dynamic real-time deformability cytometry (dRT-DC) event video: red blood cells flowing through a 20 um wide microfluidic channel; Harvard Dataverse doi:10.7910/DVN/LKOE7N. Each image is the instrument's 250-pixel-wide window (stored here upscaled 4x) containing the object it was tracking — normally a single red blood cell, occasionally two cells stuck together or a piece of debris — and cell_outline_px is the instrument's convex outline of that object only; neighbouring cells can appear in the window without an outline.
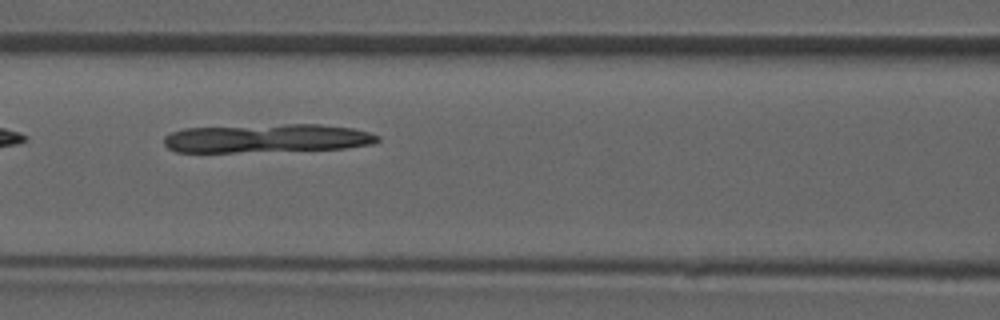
{"species": "common noctule bat (a hibernating species)", "species_latin": "Nyctalus noctula", "temperature_condition": "room temperature", "stored_images_in_passage": 6, "camera_frame_rate_fps": 3000, "um_per_image_px": 0.085, "animal": {"sex": "male", "forearm_length_mm": 52.5}, "frame": {"image": 1, "passage_image": 6, "time_ms": 5.667, "image_size_px": [1000, 320], "cell_outline_px": [[380, 140], [372, 144], [344, 148], [236, 152], [176, 152], [168, 148], [164, 144], [164, 136], [172, 132], [184, 128], [284, 124], [320, 124], [352, 128], [368, 132], [380, 136]], "centroid_in_image_um": [22.67, 11.75], "position_along_channel_um": 143.9, "area_um2": 35.49}}